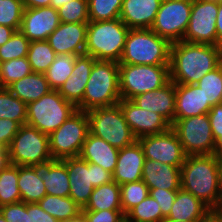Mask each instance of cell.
<instances>
[{
	"instance_id": "1",
	"label": "cell",
	"mask_w": 222,
	"mask_h": 222,
	"mask_svg": "<svg viewBox=\"0 0 222 222\" xmlns=\"http://www.w3.org/2000/svg\"><path fill=\"white\" fill-rule=\"evenodd\" d=\"M222 63V46L179 41L171 43L170 80L175 84H196Z\"/></svg>"
},
{
	"instance_id": "2",
	"label": "cell",
	"mask_w": 222,
	"mask_h": 222,
	"mask_svg": "<svg viewBox=\"0 0 222 222\" xmlns=\"http://www.w3.org/2000/svg\"><path fill=\"white\" fill-rule=\"evenodd\" d=\"M181 188L191 192L211 211L222 205L218 181V156L188 155L181 167Z\"/></svg>"
},
{
	"instance_id": "3",
	"label": "cell",
	"mask_w": 222,
	"mask_h": 222,
	"mask_svg": "<svg viewBox=\"0 0 222 222\" xmlns=\"http://www.w3.org/2000/svg\"><path fill=\"white\" fill-rule=\"evenodd\" d=\"M120 100L119 63L96 60L83 95L82 111L114 106Z\"/></svg>"
},
{
	"instance_id": "4",
	"label": "cell",
	"mask_w": 222,
	"mask_h": 222,
	"mask_svg": "<svg viewBox=\"0 0 222 222\" xmlns=\"http://www.w3.org/2000/svg\"><path fill=\"white\" fill-rule=\"evenodd\" d=\"M129 30L120 18L106 21H89L85 54L96 60L119 63Z\"/></svg>"
},
{
	"instance_id": "5",
	"label": "cell",
	"mask_w": 222,
	"mask_h": 222,
	"mask_svg": "<svg viewBox=\"0 0 222 222\" xmlns=\"http://www.w3.org/2000/svg\"><path fill=\"white\" fill-rule=\"evenodd\" d=\"M171 43L151 29H130L119 64L170 65Z\"/></svg>"
},
{
	"instance_id": "6",
	"label": "cell",
	"mask_w": 222,
	"mask_h": 222,
	"mask_svg": "<svg viewBox=\"0 0 222 222\" xmlns=\"http://www.w3.org/2000/svg\"><path fill=\"white\" fill-rule=\"evenodd\" d=\"M170 81L169 65L119 64V90L121 99L162 88Z\"/></svg>"
},
{
	"instance_id": "7",
	"label": "cell",
	"mask_w": 222,
	"mask_h": 222,
	"mask_svg": "<svg viewBox=\"0 0 222 222\" xmlns=\"http://www.w3.org/2000/svg\"><path fill=\"white\" fill-rule=\"evenodd\" d=\"M75 111L77 108L66 101L58 90H51L38 100L27 104L26 124L50 135Z\"/></svg>"
},
{
	"instance_id": "8",
	"label": "cell",
	"mask_w": 222,
	"mask_h": 222,
	"mask_svg": "<svg viewBox=\"0 0 222 222\" xmlns=\"http://www.w3.org/2000/svg\"><path fill=\"white\" fill-rule=\"evenodd\" d=\"M10 164L40 166L51 162L49 135L30 125H21L9 148Z\"/></svg>"
},
{
	"instance_id": "9",
	"label": "cell",
	"mask_w": 222,
	"mask_h": 222,
	"mask_svg": "<svg viewBox=\"0 0 222 222\" xmlns=\"http://www.w3.org/2000/svg\"><path fill=\"white\" fill-rule=\"evenodd\" d=\"M87 115L90 133L105 140L111 146L121 149L137 140L118 104L89 110Z\"/></svg>"
},
{
	"instance_id": "10",
	"label": "cell",
	"mask_w": 222,
	"mask_h": 222,
	"mask_svg": "<svg viewBox=\"0 0 222 222\" xmlns=\"http://www.w3.org/2000/svg\"><path fill=\"white\" fill-rule=\"evenodd\" d=\"M87 112L75 111L57 130L49 135L53 160L79 157L89 133Z\"/></svg>"
},
{
	"instance_id": "11",
	"label": "cell",
	"mask_w": 222,
	"mask_h": 222,
	"mask_svg": "<svg viewBox=\"0 0 222 222\" xmlns=\"http://www.w3.org/2000/svg\"><path fill=\"white\" fill-rule=\"evenodd\" d=\"M171 128L187 156L215 154V140L208 114L174 120Z\"/></svg>"
},
{
	"instance_id": "12",
	"label": "cell",
	"mask_w": 222,
	"mask_h": 222,
	"mask_svg": "<svg viewBox=\"0 0 222 222\" xmlns=\"http://www.w3.org/2000/svg\"><path fill=\"white\" fill-rule=\"evenodd\" d=\"M192 1L162 0L151 30L170 43L182 41L190 20Z\"/></svg>"
},
{
	"instance_id": "13",
	"label": "cell",
	"mask_w": 222,
	"mask_h": 222,
	"mask_svg": "<svg viewBox=\"0 0 222 222\" xmlns=\"http://www.w3.org/2000/svg\"><path fill=\"white\" fill-rule=\"evenodd\" d=\"M218 0H193L190 20L182 41L217 45Z\"/></svg>"
},
{
	"instance_id": "14",
	"label": "cell",
	"mask_w": 222,
	"mask_h": 222,
	"mask_svg": "<svg viewBox=\"0 0 222 222\" xmlns=\"http://www.w3.org/2000/svg\"><path fill=\"white\" fill-rule=\"evenodd\" d=\"M137 140L143 148L145 159L181 168L187 157L172 128L162 133L142 136Z\"/></svg>"
},
{
	"instance_id": "15",
	"label": "cell",
	"mask_w": 222,
	"mask_h": 222,
	"mask_svg": "<svg viewBox=\"0 0 222 222\" xmlns=\"http://www.w3.org/2000/svg\"><path fill=\"white\" fill-rule=\"evenodd\" d=\"M118 105L137 139L146 135L162 133L171 128V124L163 116L138 107L132 100L121 99Z\"/></svg>"
},
{
	"instance_id": "16",
	"label": "cell",
	"mask_w": 222,
	"mask_h": 222,
	"mask_svg": "<svg viewBox=\"0 0 222 222\" xmlns=\"http://www.w3.org/2000/svg\"><path fill=\"white\" fill-rule=\"evenodd\" d=\"M60 23L58 11L53 7L25 8L20 31L30 42L42 41L47 40Z\"/></svg>"
},
{
	"instance_id": "17",
	"label": "cell",
	"mask_w": 222,
	"mask_h": 222,
	"mask_svg": "<svg viewBox=\"0 0 222 222\" xmlns=\"http://www.w3.org/2000/svg\"><path fill=\"white\" fill-rule=\"evenodd\" d=\"M67 168L71 197L82 209L86 206L94 190L92 163L80 157L65 158L61 160Z\"/></svg>"
},
{
	"instance_id": "18",
	"label": "cell",
	"mask_w": 222,
	"mask_h": 222,
	"mask_svg": "<svg viewBox=\"0 0 222 222\" xmlns=\"http://www.w3.org/2000/svg\"><path fill=\"white\" fill-rule=\"evenodd\" d=\"M88 23H63L49 35L47 41L57 55L85 54Z\"/></svg>"
},
{
	"instance_id": "19",
	"label": "cell",
	"mask_w": 222,
	"mask_h": 222,
	"mask_svg": "<svg viewBox=\"0 0 222 222\" xmlns=\"http://www.w3.org/2000/svg\"><path fill=\"white\" fill-rule=\"evenodd\" d=\"M95 61V58L87 54L76 56L71 76L58 90L77 110L82 111L83 95Z\"/></svg>"
},
{
	"instance_id": "20",
	"label": "cell",
	"mask_w": 222,
	"mask_h": 222,
	"mask_svg": "<svg viewBox=\"0 0 222 222\" xmlns=\"http://www.w3.org/2000/svg\"><path fill=\"white\" fill-rule=\"evenodd\" d=\"M132 101L144 110L160 114L172 125L175 115L176 84L170 80L162 88L135 96Z\"/></svg>"
},
{
	"instance_id": "21",
	"label": "cell",
	"mask_w": 222,
	"mask_h": 222,
	"mask_svg": "<svg viewBox=\"0 0 222 222\" xmlns=\"http://www.w3.org/2000/svg\"><path fill=\"white\" fill-rule=\"evenodd\" d=\"M144 161L143 148L138 140L129 146L121 148L113 173V181L119 185H123L142 180Z\"/></svg>"
},
{
	"instance_id": "22",
	"label": "cell",
	"mask_w": 222,
	"mask_h": 222,
	"mask_svg": "<svg viewBox=\"0 0 222 222\" xmlns=\"http://www.w3.org/2000/svg\"><path fill=\"white\" fill-rule=\"evenodd\" d=\"M211 108L197 84H176L174 120L208 114Z\"/></svg>"
},
{
	"instance_id": "23",
	"label": "cell",
	"mask_w": 222,
	"mask_h": 222,
	"mask_svg": "<svg viewBox=\"0 0 222 222\" xmlns=\"http://www.w3.org/2000/svg\"><path fill=\"white\" fill-rule=\"evenodd\" d=\"M162 0H123L121 21L129 29H150Z\"/></svg>"
},
{
	"instance_id": "24",
	"label": "cell",
	"mask_w": 222,
	"mask_h": 222,
	"mask_svg": "<svg viewBox=\"0 0 222 222\" xmlns=\"http://www.w3.org/2000/svg\"><path fill=\"white\" fill-rule=\"evenodd\" d=\"M142 181L149 189L179 190L181 188V168L145 159Z\"/></svg>"
},
{
	"instance_id": "25",
	"label": "cell",
	"mask_w": 222,
	"mask_h": 222,
	"mask_svg": "<svg viewBox=\"0 0 222 222\" xmlns=\"http://www.w3.org/2000/svg\"><path fill=\"white\" fill-rule=\"evenodd\" d=\"M119 150L89 132L86 141L83 143L79 157L89 163L97 164L113 174Z\"/></svg>"
},
{
	"instance_id": "26",
	"label": "cell",
	"mask_w": 222,
	"mask_h": 222,
	"mask_svg": "<svg viewBox=\"0 0 222 222\" xmlns=\"http://www.w3.org/2000/svg\"><path fill=\"white\" fill-rule=\"evenodd\" d=\"M210 213L211 210L191 192L180 188L166 218L174 221H202Z\"/></svg>"
},
{
	"instance_id": "27",
	"label": "cell",
	"mask_w": 222,
	"mask_h": 222,
	"mask_svg": "<svg viewBox=\"0 0 222 222\" xmlns=\"http://www.w3.org/2000/svg\"><path fill=\"white\" fill-rule=\"evenodd\" d=\"M39 176L44 182L47 195L69 196V176L66 165L61 160H52L44 165H40Z\"/></svg>"
},
{
	"instance_id": "28",
	"label": "cell",
	"mask_w": 222,
	"mask_h": 222,
	"mask_svg": "<svg viewBox=\"0 0 222 222\" xmlns=\"http://www.w3.org/2000/svg\"><path fill=\"white\" fill-rule=\"evenodd\" d=\"M7 89L26 104L38 100L52 90L45 74L37 72L13 82Z\"/></svg>"
},
{
	"instance_id": "29",
	"label": "cell",
	"mask_w": 222,
	"mask_h": 222,
	"mask_svg": "<svg viewBox=\"0 0 222 222\" xmlns=\"http://www.w3.org/2000/svg\"><path fill=\"white\" fill-rule=\"evenodd\" d=\"M17 184L21 202L38 203L47 194L39 176V166H18Z\"/></svg>"
},
{
	"instance_id": "30",
	"label": "cell",
	"mask_w": 222,
	"mask_h": 222,
	"mask_svg": "<svg viewBox=\"0 0 222 222\" xmlns=\"http://www.w3.org/2000/svg\"><path fill=\"white\" fill-rule=\"evenodd\" d=\"M122 210L120 185L112 181L94 188L82 211Z\"/></svg>"
},
{
	"instance_id": "31",
	"label": "cell",
	"mask_w": 222,
	"mask_h": 222,
	"mask_svg": "<svg viewBox=\"0 0 222 222\" xmlns=\"http://www.w3.org/2000/svg\"><path fill=\"white\" fill-rule=\"evenodd\" d=\"M38 204L58 221L77 218L82 215V208L71 197L45 195Z\"/></svg>"
},
{
	"instance_id": "32",
	"label": "cell",
	"mask_w": 222,
	"mask_h": 222,
	"mask_svg": "<svg viewBox=\"0 0 222 222\" xmlns=\"http://www.w3.org/2000/svg\"><path fill=\"white\" fill-rule=\"evenodd\" d=\"M73 54H59L44 73L52 90H59L64 82L71 76L75 58Z\"/></svg>"
},
{
	"instance_id": "33",
	"label": "cell",
	"mask_w": 222,
	"mask_h": 222,
	"mask_svg": "<svg viewBox=\"0 0 222 222\" xmlns=\"http://www.w3.org/2000/svg\"><path fill=\"white\" fill-rule=\"evenodd\" d=\"M56 56L47 40L33 41L29 44L27 58L33 72L45 73Z\"/></svg>"
},
{
	"instance_id": "34",
	"label": "cell",
	"mask_w": 222,
	"mask_h": 222,
	"mask_svg": "<svg viewBox=\"0 0 222 222\" xmlns=\"http://www.w3.org/2000/svg\"><path fill=\"white\" fill-rule=\"evenodd\" d=\"M0 119H11L20 125H25L27 120V104L7 88H0Z\"/></svg>"
},
{
	"instance_id": "35",
	"label": "cell",
	"mask_w": 222,
	"mask_h": 222,
	"mask_svg": "<svg viewBox=\"0 0 222 222\" xmlns=\"http://www.w3.org/2000/svg\"><path fill=\"white\" fill-rule=\"evenodd\" d=\"M17 181L18 165L9 164L0 172V206L21 202Z\"/></svg>"
},
{
	"instance_id": "36",
	"label": "cell",
	"mask_w": 222,
	"mask_h": 222,
	"mask_svg": "<svg viewBox=\"0 0 222 222\" xmlns=\"http://www.w3.org/2000/svg\"><path fill=\"white\" fill-rule=\"evenodd\" d=\"M211 106L222 103V63L206 73L197 83Z\"/></svg>"
},
{
	"instance_id": "37",
	"label": "cell",
	"mask_w": 222,
	"mask_h": 222,
	"mask_svg": "<svg viewBox=\"0 0 222 222\" xmlns=\"http://www.w3.org/2000/svg\"><path fill=\"white\" fill-rule=\"evenodd\" d=\"M165 217L157 201L148 195L126 215V222H161Z\"/></svg>"
},
{
	"instance_id": "38",
	"label": "cell",
	"mask_w": 222,
	"mask_h": 222,
	"mask_svg": "<svg viewBox=\"0 0 222 222\" xmlns=\"http://www.w3.org/2000/svg\"><path fill=\"white\" fill-rule=\"evenodd\" d=\"M32 72L27 56L2 62L0 63V88H7Z\"/></svg>"
},
{
	"instance_id": "39",
	"label": "cell",
	"mask_w": 222,
	"mask_h": 222,
	"mask_svg": "<svg viewBox=\"0 0 222 222\" xmlns=\"http://www.w3.org/2000/svg\"><path fill=\"white\" fill-rule=\"evenodd\" d=\"M149 195V187L142 181L120 185L121 208L126 215Z\"/></svg>"
},
{
	"instance_id": "40",
	"label": "cell",
	"mask_w": 222,
	"mask_h": 222,
	"mask_svg": "<svg viewBox=\"0 0 222 222\" xmlns=\"http://www.w3.org/2000/svg\"><path fill=\"white\" fill-rule=\"evenodd\" d=\"M123 0H88L89 21L120 18Z\"/></svg>"
},
{
	"instance_id": "41",
	"label": "cell",
	"mask_w": 222,
	"mask_h": 222,
	"mask_svg": "<svg viewBox=\"0 0 222 222\" xmlns=\"http://www.w3.org/2000/svg\"><path fill=\"white\" fill-rule=\"evenodd\" d=\"M30 41L21 33L15 31L10 39L0 46V63L12 59L26 57L28 54Z\"/></svg>"
},
{
	"instance_id": "42",
	"label": "cell",
	"mask_w": 222,
	"mask_h": 222,
	"mask_svg": "<svg viewBox=\"0 0 222 222\" xmlns=\"http://www.w3.org/2000/svg\"><path fill=\"white\" fill-rule=\"evenodd\" d=\"M60 22L88 23V0H72L57 9Z\"/></svg>"
},
{
	"instance_id": "43",
	"label": "cell",
	"mask_w": 222,
	"mask_h": 222,
	"mask_svg": "<svg viewBox=\"0 0 222 222\" xmlns=\"http://www.w3.org/2000/svg\"><path fill=\"white\" fill-rule=\"evenodd\" d=\"M24 9L21 0H0V25L19 31Z\"/></svg>"
},
{
	"instance_id": "44",
	"label": "cell",
	"mask_w": 222,
	"mask_h": 222,
	"mask_svg": "<svg viewBox=\"0 0 222 222\" xmlns=\"http://www.w3.org/2000/svg\"><path fill=\"white\" fill-rule=\"evenodd\" d=\"M0 212L7 222H30L28 203L18 202L0 206Z\"/></svg>"
},
{
	"instance_id": "45",
	"label": "cell",
	"mask_w": 222,
	"mask_h": 222,
	"mask_svg": "<svg viewBox=\"0 0 222 222\" xmlns=\"http://www.w3.org/2000/svg\"><path fill=\"white\" fill-rule=\"evenodd\" d=\"M84 222H125L122 210L82 211Z\"/></svg>"
},
{
	"instance_id": "46",
	"label": "cell",
	"mask_w": 222,
	"mask_h": 222,
	"mask_svg": "<svg viewBox=\"0 0 222 222\" xmlns=\"http://www.w3.org/2000/svg\"><path fill=\"white\" fill-rule=\"evenodd\" d=\"M178 190H167V189H149V195L154 198L159 204L162 215L166 218L171 210L174 203Z\"/></svg>"
},
{
	"instance_id": "47",
	"label": "cell",
	"mask_w": 222,
	"mask_h": 222,
	"mask_svg": "<svg viewBox=\"0 0 222 222\" xmlns=\"http://www.w3.org/2000/svg\"><path fill=\"white\" fill-rule=\"evenodd\" d=\"M21 125L11 119H0V147L8 149Z\"/></svg>"
},
{
	"instance_id": "48",
	"label": "cell",
	"mask_w": 222,
	"mask_h": 222,
	"mask_svg": "<svg viewBox=\"0 0 222 222\" xmlns=\"http://www.w3.org/2000/svg\"><path fill=\"white\" fill-rule=\"evenodd\" d=\"M214 140L222 134V103L212 106L208 112Z\"/></svg>"
},
{
	"instance_id": "49",
	"label": "cell",
	"mask_w": 222,
	"mask_h": 222,
	"mask_svg": "<svg viewBox=\"0 0 222 222\" xmlns=\"http://www.w3.org/2000/svg\"><path fill=\"white\" fill-rule=\"evenodd\" d=\"M28 214L30 222H59L45 212L38 203H28Z\"/></svg>"
},
{
	"instance_id": "50",
	"label": "cell",
	"mask_w": 222,
	"mask_h": 222,
	"mask_svg": "<svg viewBox=\"0 0 222 222\" xmlns=\"http://www.w3.org/2000/svg\"><path fill=\"white\" fill-rule=\"evenodd\" d=\"M93 186H101L113 181V174L104 170L101 166L92 163Z\"/></svg>"
},
{
	"instance_id": "51",
	"label": "cell",
	"mask_w": 222,
	"mask_h": 222,
	"mask_svg": "<svg viewBox=\"0 0 222 222\" xmlns=\"http://www.w3.org/2000/svg\"><path fill=\"white\" fill-rule=\"evenodd\" d=\"M216 31H217V46H222V0H218Z\"/></svg>"
},
{
	"instance_id": "52",
	"label": "cell",
	"mask_w": 222,
	"mask_h": 222,
	"mask_svg": "<svg viewBox=\"0 0 222 222\" xmlns=\"http://www.w3.org/2000/svg\"><path fill=\"white\" fill-rule=\"evenodd\" d=\"M24 8L49 7L51 0H21Z\"/></svg>"
},
{
	"instance_id": "53",
	"label": "cell",
	"mask_w": 222,
	"mask_h": 222,
	"mask_svg": "<svg viewBox=\"0 0 222 222\" xmlns=\"http://www.w3.org/2000/svg\"><path fill=\"white\" fill-rule=\"evenodd\" d=\"M15 30L11 27L0 25V46L5 44L13 35Z\"/></svg>"
},
{
	"instance_id": "54",
	"label": "cell",
	"mask_w": 222,
	"mask_h": 222,
	"mask_svg": "<svg viewBox=\"0 0 222 222\" xmlns=\"http://www.w3.org/2000/svg\"><path fill=\"white\" fill-rule=\"evenodd\" d=\"M10 164L8 149L0 147V172Z\"/></svg>"
},
{
	"instance_id": "55",
	"label": "cell",
	"mask_w": 222,
	"mask_h": 222,
	"mask_svg": "<svg viewBox=\"0 0 222 222\" xmlns=\"http://www.w3.org/2000/svg\"><path fill=\"white\" fill-rule=\"evenodd\" d=\"M215 154L222 157V134L215 140Z\"/></svg>"
},
{
	"instance_id": "56",
	"label": "cell",
	"mask_w": 222,
	"mask_h": 222,
	"mask_svg": "<svg viewBox=\"0 0 222 222\" xmlns=\"http://www.w3.org/2000/svg\"><path fill=\"white\" fill-rule=\"evenodd\" d=\"M218 181L220 194L222 198V157H218Z\"/></svg>"
},
{
	"instance_id": "57",
	"label": "cell",
	"mask_w": 222,
	"mask_h": 222,
	"mask_svg": "<svg viewBox=\"0 0 222 222\" xmlns=\"http://www.w3.org/2000/svg\"><path fill=\"white\" fill-rule=\"evenodd\" d=\"M72 0H51L50 7H53L54 9H59L62 5L68 3Z\"/></svg>"
},
{
	"instance_id": "58",
	"label": "cell",
	"mask_w": 222,
	"mask_h": 222,
	"mask_svg": "<svg viewBox=\"0 0 222 222\" xmlns=\"http://www.w3.org/2000/svg\"><path fill=\"white\" fill-rule=\"evenodd\" d=\"M211 213L219 220V222H222V205L213 209Z\"/></svg>"
},
{
	"instance_id": "59",
	"label": "cell",
	"mask_w": 222,
	"mask_h": 222,
	"mask_svg": "<svg viewBox=\"0 0 222 222\" xmlns=\"http://www.w3.org/2000/svg\"><path fill=\"white\" fill-rule=\"evenodd\" d=\"M201 222H219V220L210 213L205 219H203Z\"/></svg>"
},
{
	"instance_id": "60",
	"label": "cell",
	"mask_w": 222,
	"mask_h": 222,
	"mask_svg": "<svg viewBox=\"0 0 222 222\" xmlns=\"http://www.w3.org/2000/svg\"><path fill=\"white\" fill-rule=\"evenodd\" d=\"M59 222H84V220H83V216L81 215L77 218H73V219H69V220H62Z\"/></svg>"
},
{
	"instance_id": "61",
	"label": "cell",
	"mask_w": 222,
	"mask_h": 222,
	"mask_svg": "<svg viewBox=\"0 0 222 222\" xmlns=\"http://www.w3.org/2000/svg\"><path fill=\"white\" fill-rule=\"evenodd\" d=\"M161 222H201V221H174L171 219L164 218Z\"/></svg>"
},
{
	"instance_id": "62",
	"label": "cell",
	"mask_w": 222,
	"mask_h": 222,
	"mask_svg": "<svg viewBox=\"0 0 222 222\" xmlns=\"http://www.w3.org/2000/svg\"><path fill=\"white\" fill-rule=\"evenodd\" d=\"M0 222H7L4 216L1 214V212H0Z\"/></svg>"
}]
</instances>
